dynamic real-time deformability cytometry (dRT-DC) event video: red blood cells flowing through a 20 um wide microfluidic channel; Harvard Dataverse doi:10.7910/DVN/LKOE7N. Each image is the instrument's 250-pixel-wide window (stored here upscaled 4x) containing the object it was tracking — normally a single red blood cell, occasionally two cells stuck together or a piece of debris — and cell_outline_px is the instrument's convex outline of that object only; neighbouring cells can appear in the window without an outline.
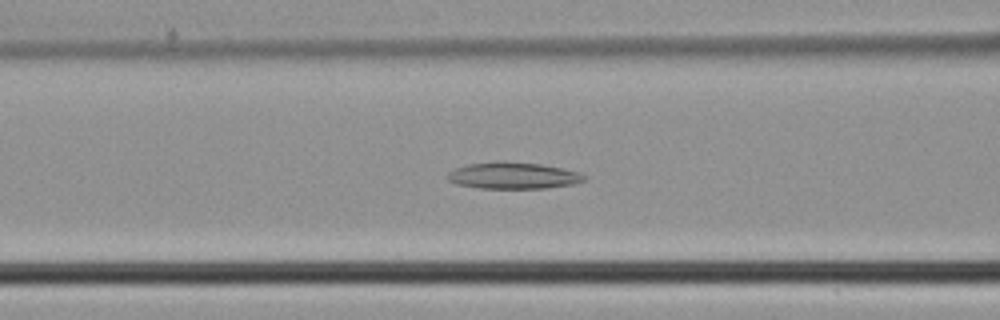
{"species": "common noctule bat (a hibernating species)", "species_latin": "Nyctalus noctula", "temperature_condition": "cold", "stored_images_in_passage": 46, "camera_frame_rate_fps": 3000, "um_per_image_px": 0.085, "animal": {"sex": "male", "body_mass_g": 21.5, "forearm_length_mm": 52.0}, "frame": {"image": 1, "passage_image": 18, "time_ms": 5.667, "image_size_px": [1000, 320], "cell_outline_px": [[588, 176], [584, 180], [572, 184], [548, 188], [480, 188], [456, 184], [448, 180], [448, 172], [456, 168], [468, 164], [496, 160], [540, 164], [580, 172]], "centroid_in_image_um": [43.61, 14.91], "position_along_channel_um": 123.0, "area_um2": 21.21}}
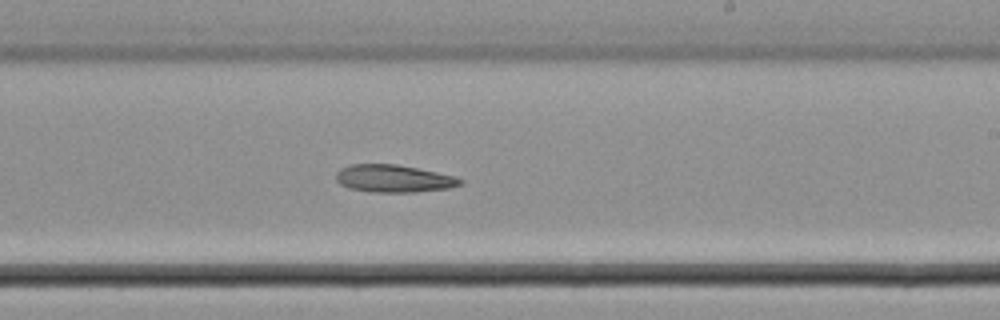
{"frame": {"image": 2, "passage_image": 27, "time_ms": 8.667, "image_size_px": [1000, 320], "cell_outline_px": [[464, 184], [448, 188], [416, 192], [372, 192], [348, 188], [340, 184], [336, 180], [336, 172], [340, 168], [348, 164], [396, 164], [456, 176], [464, 180]], "centroid_in_image_um": [33.45, 15.18], "position_along_channel_um": 255.5, "area_um2": 20.06}}
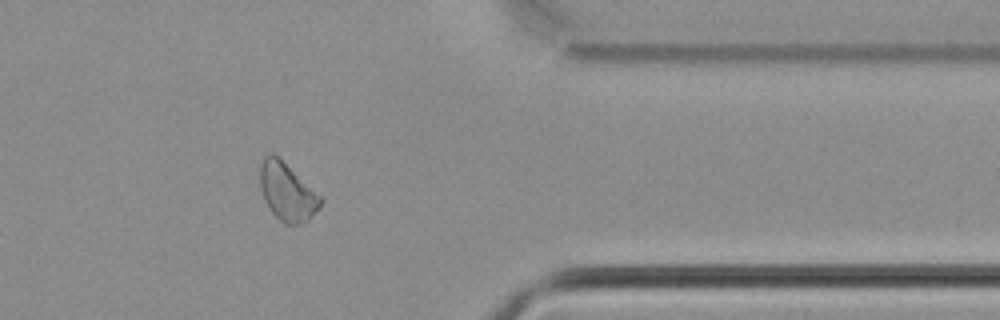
{"frame": {"image": 3, "passage_image": 37, "time_ms": 12.0, "image_size_px": [1000, 320], "cell_outline_px": [[320, 208], [308, 220], [300, 224], [284, 224], [272, 212], [264, 200], [260, 188], [260, 164], [264, 156], [268, 152], [272, 152], [320, 196]], "centroid_in_image_um": [24.36, 16.32], "position_along_channel_um": 387.0, "area_um2": 19.88}}